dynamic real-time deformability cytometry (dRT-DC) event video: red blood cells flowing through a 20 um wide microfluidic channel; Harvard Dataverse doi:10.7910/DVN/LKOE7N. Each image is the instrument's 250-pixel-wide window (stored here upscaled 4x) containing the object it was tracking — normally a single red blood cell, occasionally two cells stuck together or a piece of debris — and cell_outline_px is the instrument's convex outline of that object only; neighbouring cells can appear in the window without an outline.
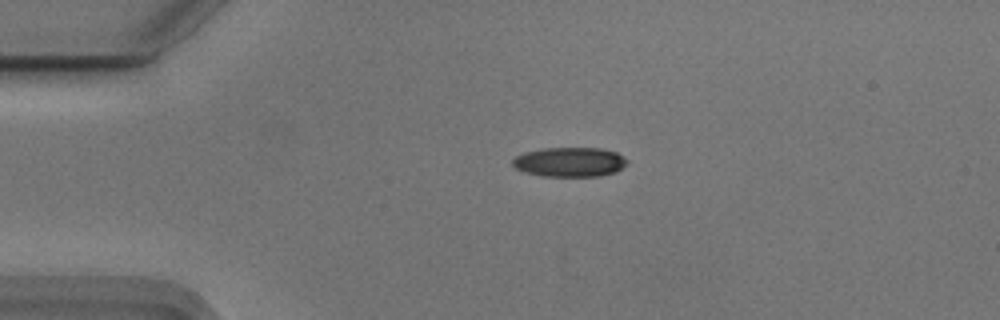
{"species": "Egyptian fruit bat (a non-hibernating species)", "species_latin": "Rousettus aegyptiacus", "temperature_condition": "cold", "stored_images_in_passage": 44, "camera_frame_rate_fps": 3000, "um_per_image_px": 0.085, "animal": {"sex": "male"}, "frame": {"image": 1, "passage_image": 1, "time_ms": 0.0, "image_size_px": [1000, 320], "cell_outline_px": [[628, 164], [616, 172], [596, 176], [540, 176], [524, 172], [516, 168], [512, 164], [512, 160], [516, 156], [524, 152], [544, 148], [600, 148], [616, 152], [624, 156], [628, 160]], "centroid_in_image_um": [48.44, 13.77], "position_along_channel_um": 36.6, "area_um2": 19.83}}
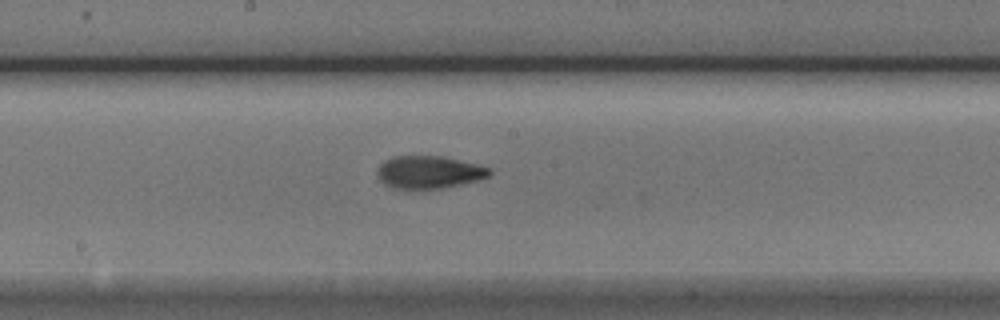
{"frame": {"image": 2, "passage_image": 18, "time_ms": 5.667, "image_size_px": [1000, 320], "cell_outline_px": [[492, 172], [488, 176], [480, 180], [464, 184], [440, 188], [404, 192], [392, 188], [384, 184], [380, 180], [376, 172], [380, 164], [384, 160], [392, 156], [440, 156], [476, 164], [492, 168]], "centroid_in_image_um": [36.41, 14.68], "position_along_channel_um": 211.8, "area_um2": 22.02}}
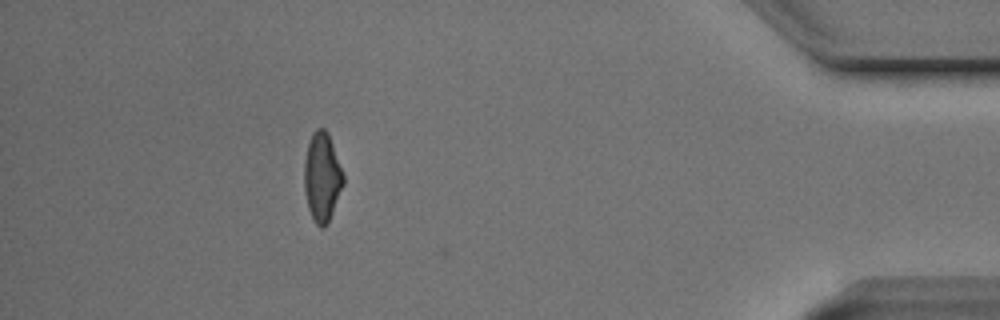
{"frame": {"image": 3, "passage_image": 38, "time_ms": 12.333, "image_size_px": [1000, 320], "cell_outline_px": [[344, 184], [328, 224], [324, 228], [320, 228], [316, 224], [308, 208], [304, 192], [304, 160], [308, 144], [312, 132], [316, 128], [324, 128], [328, 132], [344, 176]], "centroid_in_image_um": [27.37, 15.06], "position_along_channel_um": 407.8, "area_um2": 20.4}, "authors_computed_cell_mechanics": {"area_um2": 20.6924, "velocity_mm_per_s": 3.749, "shape_relaxation_time_tau1_ms": 3.1894, "shape_relaxation_time_tau2_ms": 3.1356, "deformation_change_tau1": 0.1709, "deformation_change_tau2": 0.1108}}